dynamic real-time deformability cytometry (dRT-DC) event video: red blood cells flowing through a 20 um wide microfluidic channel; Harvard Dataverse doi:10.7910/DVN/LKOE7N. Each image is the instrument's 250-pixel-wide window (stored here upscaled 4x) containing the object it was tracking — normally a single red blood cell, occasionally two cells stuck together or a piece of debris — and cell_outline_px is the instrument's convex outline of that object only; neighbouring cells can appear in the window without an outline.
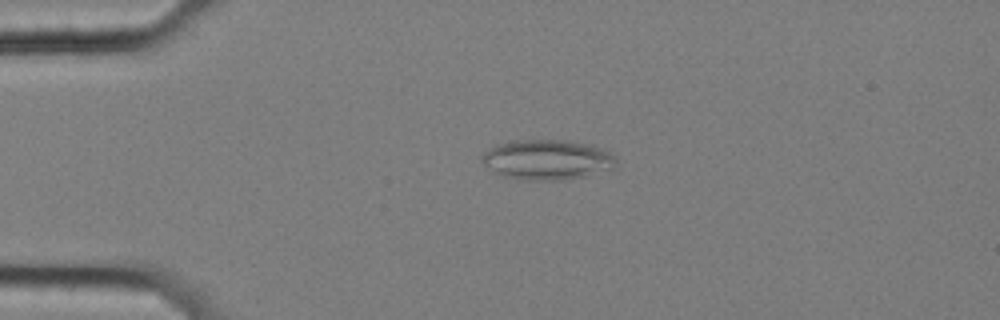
{"species": "common noctule bat (a hibernating species)", "species_latin": "Nyctalus noctula", "temperature_condition": "cold", "stored_images_in_passage": 58, "camera_frame_rate_fps": 3000, "um_per_image_px": 0.085, "animal": {"sex": "female", "body_mass_g": 25.1}, "frame": {"image": 1, "passage_image": 14, "time_ms": 4.333, "image_size_px": [1000, 320], "cell_outline_px": [[616, 164], [612, 168], [584, 176], [568, 180], [524, 180], [504, 176], [496, 172], [484, 164], [480, 160], [480, 156], [488, 148], [496, 144], [512, 140], [564, 140], [588, 144], [600, 148], [616, 156]], "centroid_in_image_um": [46.47, 13.57], "position_along_channel_um": 38.5, "area_um2": 31.33}}
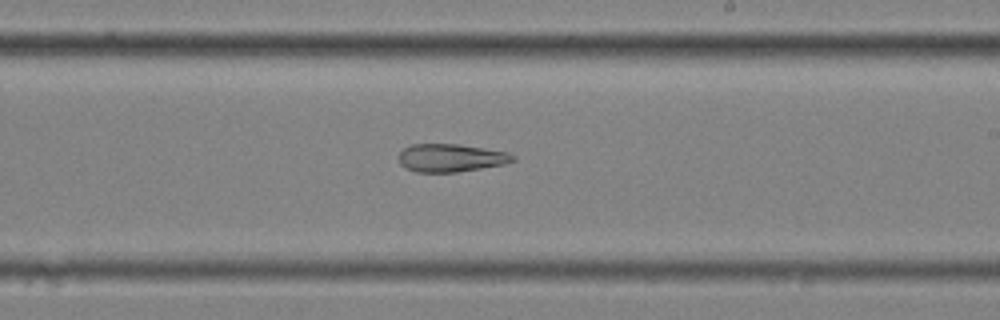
{"frame": {"image": 2, "passage_image": 35, "time_ms": 11.333, "image_size_px": [1000, 320], "cell_outline_px": [[516, 160], [504, 164], [456, 172], [416, 172], [404, 168], [400, 164], [396, 156], [404, 148], [412, 144], [460, 144], [508, 152], [516, 156]], "centroid_in_image_um": [38.29, 13.41], "position_along_channel_um": 250.7, "area_um2": 18.79}}
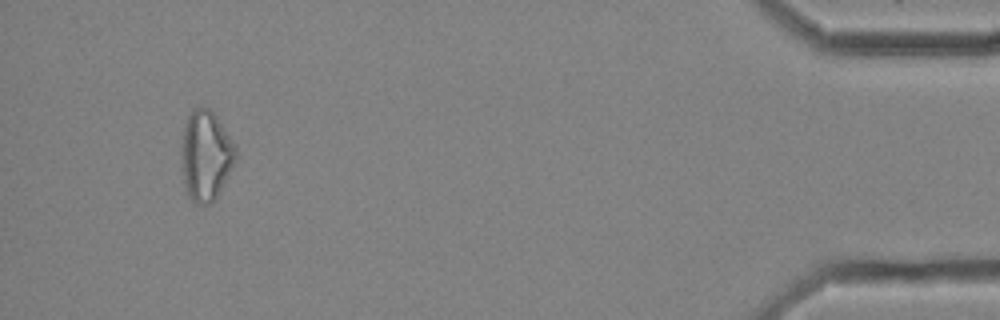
{"frame": {"image": 3, "passage_image": 55, "time_ms": 18.0, "image_size_px": [1000, 320], "cell_outline_px": [[236, 160], [232, 168], [212, 204], [196, 204], [188, 196], [184, 184], [180, 156], [180, 152], [184, 124], [192, 108], [212, 108], [236, 144]], "centroid_in_image_um": [17.49, 13.19], "position_along_channel_um": 417.7, "area_um2": 29.02}, "authors_computed_cell_mechanics": {"area_um2": 25.0563, "velocity_mm_per_s": 3.5186, "shape_relaxation_time_tau1_ms": null, "shape_relaxation_time_tau2_ms": 5.4572, "deformation_change_tau1": null, "deformation_change_tau2": 0.1606}}